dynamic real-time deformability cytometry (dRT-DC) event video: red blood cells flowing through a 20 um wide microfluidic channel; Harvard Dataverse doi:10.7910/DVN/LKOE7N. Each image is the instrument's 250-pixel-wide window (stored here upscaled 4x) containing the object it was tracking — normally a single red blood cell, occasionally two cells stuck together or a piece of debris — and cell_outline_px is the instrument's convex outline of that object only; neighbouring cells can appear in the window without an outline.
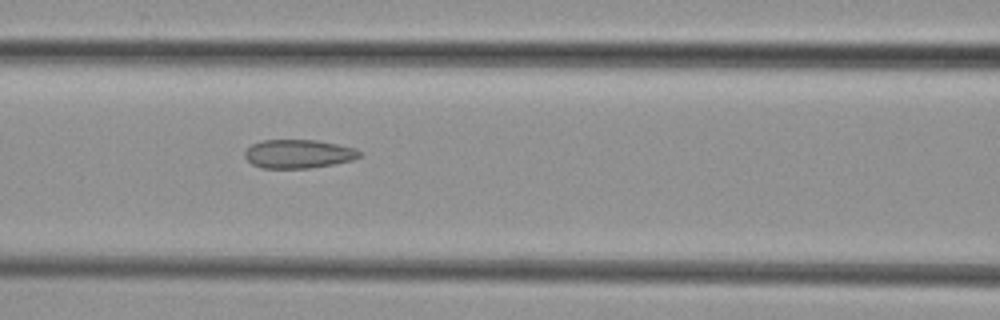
{"species": "common noctule bat (a hibernating species)", "species_latin": "Nyctalus noctula", "temperature_condition": "cold", "stored_images_in_passage": 6, "camera_frame_rate_fps": 3000, "um_per_image_px": 0.085, "animal": {"sex": "female", "body_mass_g": 29.2, "forearm_length_mm": 56.3}, "frame": {"image": 1, "passage_image": 3, "time_ms": 2.0, "image_size_px": [1000, 320], "cell_outline_px": [[360, 156], [352, 160], [332, 164], [308, 168], [260, 168], [252, 164], [244, 156], [244, 152], [252, 144], [264, 140], [316, 140], [356, 148], [360, 152]], "centroid_in_image_um": [25.34, 13.08], "position_along_channel_um": 141.3, "area_um2": 19.02}}
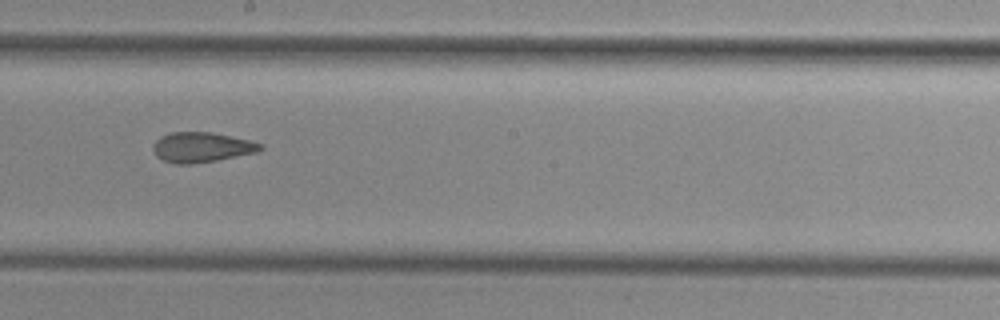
{"frame": {"image": 2, "passage_image": 5, "time_ms": 4.333, "image_size_px": [1000, 320], "cell_outline_px": [[264, 148], [256, 152], [216, 160], [192, 164], [176, 164], [164, 160], [156, 156], [152, 148], [152, 144], [160, 136], [168, 132], [212, 132], [248, 140], [264, 144]], "centroid_in_image_um": [17.1, 12.51], "position_along_channel_um": 231.1, "area_um2": 18.79}}
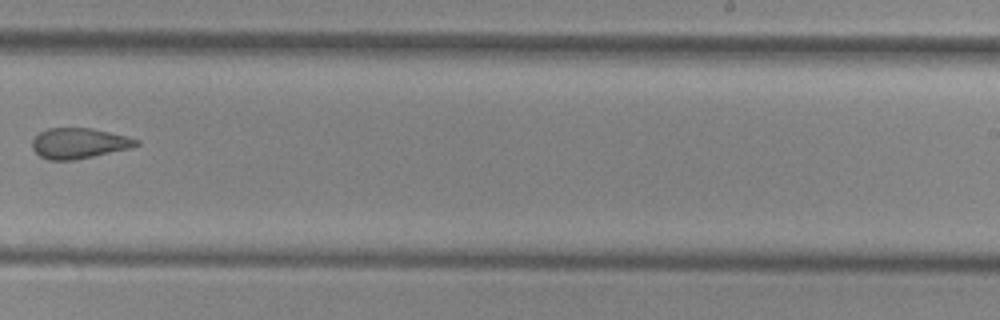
{"frame": {"image": 3, "passage_image": 6, "time_ms": 5.667, "image_size_px": [1000, 320], "cell_outline_px": [[140, 144], [132, 148], [72, 160], [48, 160], [40, 156], [32, 148], [32, 140], [40, 132], [48, 128], [92, 128], [140, 140]], "centroid_in_image_um": [6.7, 12.18], "position_along_channel_um": 282.3, "area_um2": 18.32}}